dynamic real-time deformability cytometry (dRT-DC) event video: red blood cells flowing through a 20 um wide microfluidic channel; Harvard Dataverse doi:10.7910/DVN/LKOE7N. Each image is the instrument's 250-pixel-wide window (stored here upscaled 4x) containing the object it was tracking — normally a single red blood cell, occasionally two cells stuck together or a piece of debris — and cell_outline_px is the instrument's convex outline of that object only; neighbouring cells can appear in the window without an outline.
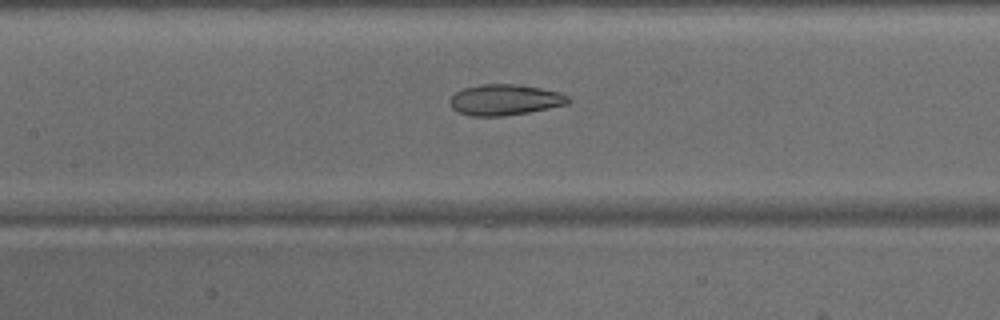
{"species": "common noctule bat (a hibernating species)", "species_latin": "Nyctalus noctula", "temperature_condition": "warm", "stored_images_in_passage": 41, "camera_frame_rate_fps": 3000, "um_per_image_px": 0.085, "animal": {"sex": "male", "body_mass_g": 15.6}, "frame": {"image": 1, "passage_image": 15, "time_ms": 4.667, "image_size_px": [1000, 320], "cell_outline_px": [[572, 100], [568, 104], [528, 112], [500, 116], [472, 116], [460, 112], [452, 108], [448, 104], [448, 100], [456, 92], [464, 88], [480, 84], [516, 84], [540, 88], [560, 92], [568, 96]], "centroid_in_image_um": [42.91, 8.48], "position_along_channel_um": 164.5, "area_um2": 21.27}}
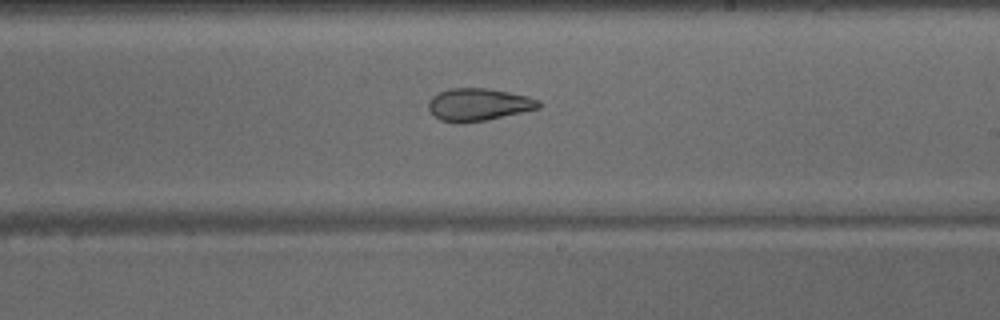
{"frame": {"image": 2, "passage_image": 21, "time_ms": 6.667, "image_size_px": [1000, 320], "cell_outline_px": [[540, 108], [484, 120], [440, 120], [428, 108], [428, 100], [432, 96], [448, 88], [488, 88], [528, 96], [540, 100]], "centroid_in_image_um": [40.7, 8.84], "position_along_channel_um": 248.3, "area_um2": 20.17}}
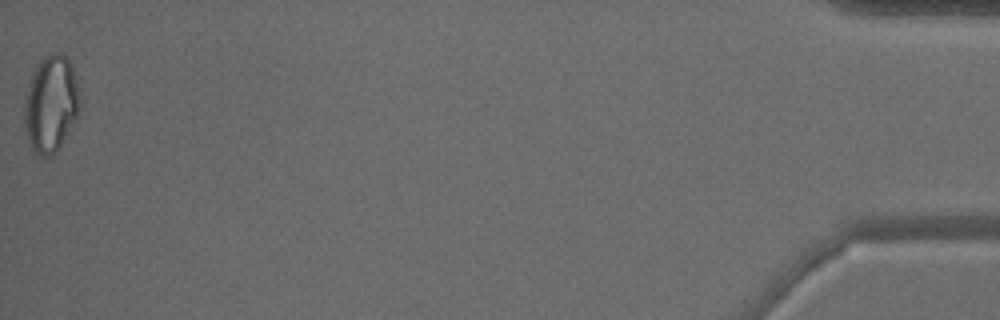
{"frame": {"image": 3, "passage_image": 41, "time_ms": 13.333, "image_size_px": [1000, 320], "cell_outline_px": [[80, 104], [76, 116], [68, 132], [56, 152], [52, 156], [44, 160], [36, 156], [24, 132], [24, 104], [32, 76], [36, 64], [48, 52], [60, 52], [68, 56], [80, 92]], "centroid_in_image_um": [4.31, 8.85], "position_along_channel_um": 430.9, "area_um2": 31.56}}